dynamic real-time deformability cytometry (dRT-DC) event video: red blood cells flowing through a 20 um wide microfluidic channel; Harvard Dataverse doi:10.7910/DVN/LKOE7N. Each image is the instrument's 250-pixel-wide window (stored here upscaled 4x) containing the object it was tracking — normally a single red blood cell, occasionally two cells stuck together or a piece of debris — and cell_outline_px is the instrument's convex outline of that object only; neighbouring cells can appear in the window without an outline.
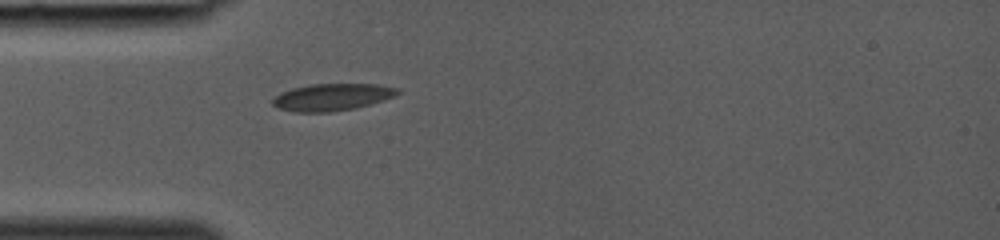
{"species": "common noctule bat (a hibernating species)", "species_latin": "Nyctalus noctula", "temperature_condition": "room temperature", "stored_images_in_passage": 27, "camera_frame_rate_fps": 3000, "um_per_image_px": 0.085, "animal": {"sex": "female", "body_mass_g": 19.0, "forearm_length_mm": 53.3}, "frame": {"image": 1, "passage_image": 1, "time_ms": 0.0, "image_size_px": [1000, 240], "cell_outline_px": [[400, 92], [396, 96], [384, 100], [356, 108], [332, 112], [292, 112], [276, 108], [272, 104], [272, 100], [280, 92], [292, 88], [308, 84], [376, 84], [400, 88]], "centroid_in_image_um": [28.22, 8.26], "position_along_channel_um": 56.8, "area_um2": 20.0}}
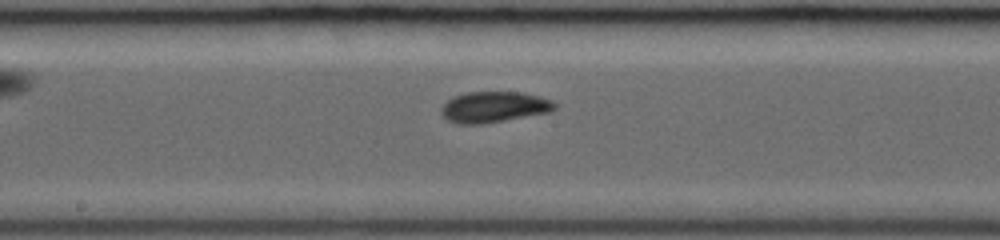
{"frame": {"image": 2, "passage_image": 10, "time_ms": 3.0, "image_size_px": [1000, 240], "cell_outline_px": [[556, 108], [552, 112], [484, 124], [456, 124], [448, 120], [440, 112], [440, 108], [452, 96], [468, 92], [520, 92], [552, 100], [556, 104]], "centroid_in_image_um": [41.98, 9.1], "position_along_channel_um": 206.2, "area_um2": 20.58}}
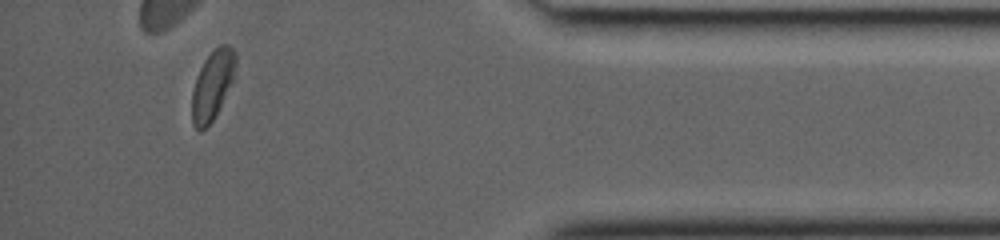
{"frame": {"image": 3, "passage_image": 24, "time_ms": 7.667, "image_size_px": [1000, 240], "cell_outline_px": [[236, 80], [220, 108], [212, 120], [200, 132], [192, 124], [192, 92], [196, 76], [204, 60], [220, 44], [228, 44], [236, 52]], "centroid_in_image_um": [18.11, 7.22], "position_along_channel_um": 417.1, "area_um2": 18.09}}